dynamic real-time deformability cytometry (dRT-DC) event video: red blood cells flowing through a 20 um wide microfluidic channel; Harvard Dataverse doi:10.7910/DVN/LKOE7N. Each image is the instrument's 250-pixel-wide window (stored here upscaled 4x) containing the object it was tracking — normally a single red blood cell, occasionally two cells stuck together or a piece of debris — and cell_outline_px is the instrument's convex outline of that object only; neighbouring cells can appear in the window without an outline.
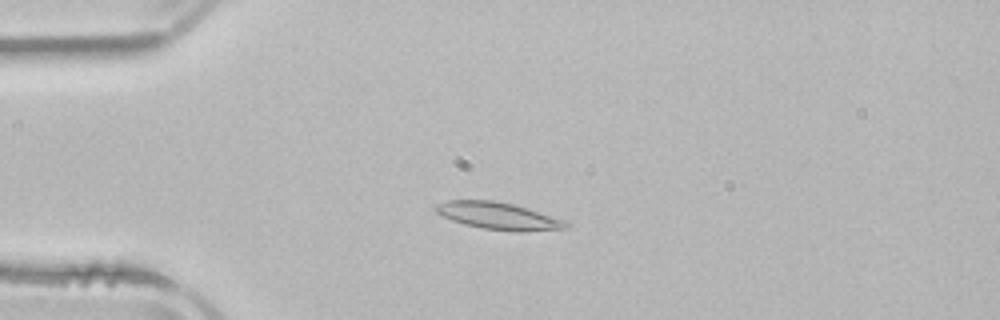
{"species": "common noctule bat (a hibernating species)", "species_latin": "Nyctalus noctula", "temperature_condition": "room temperature", "stored_images_in_passage": 4, "camera_frame_rate_fps": 3000, "um_per_image_px": 0.085, "animal": {"sex": "male", "body_mass_g": 21.5, "forearm_length_mm": 52.0}, "frame": {"image": 1, "passage_image": 2, "time_ms": 1.667, "image_size_px": [1000, 320], "cell_outline_px": [[572, 224], [568, 228], [524, 232], [512, 232], [484, 228], [464, 224], [452, 220], [436, 212], [432, 208], [436, 204], [448, 200], [492, 200], [512, 204], [564, 220]], "centroid_in_image_um": [42.35, 18.36], "position_along_channel_um": 42.6, "area_um2": 20.52}}
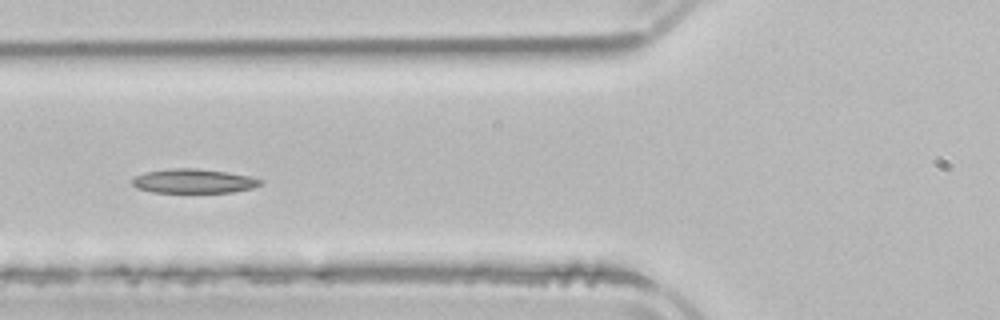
{"frame": {"image": 2, "passage_image": 4, "time_ms": 4.0, "image_size_px": [1000, 320], "cell_outline_px": [[264, 184], [252, 188], [232, 192], [152, 192], [136, 188], [132, 184], [132, 180], [136, 176], [144, 172], [172, 168], [196, 168], [228, 172], [252, 176], [264, 180]], "centroid_in_image_um": [16.5, 15.38], "position_along_channel_um": 109.3, "area_um2": 18.26}}